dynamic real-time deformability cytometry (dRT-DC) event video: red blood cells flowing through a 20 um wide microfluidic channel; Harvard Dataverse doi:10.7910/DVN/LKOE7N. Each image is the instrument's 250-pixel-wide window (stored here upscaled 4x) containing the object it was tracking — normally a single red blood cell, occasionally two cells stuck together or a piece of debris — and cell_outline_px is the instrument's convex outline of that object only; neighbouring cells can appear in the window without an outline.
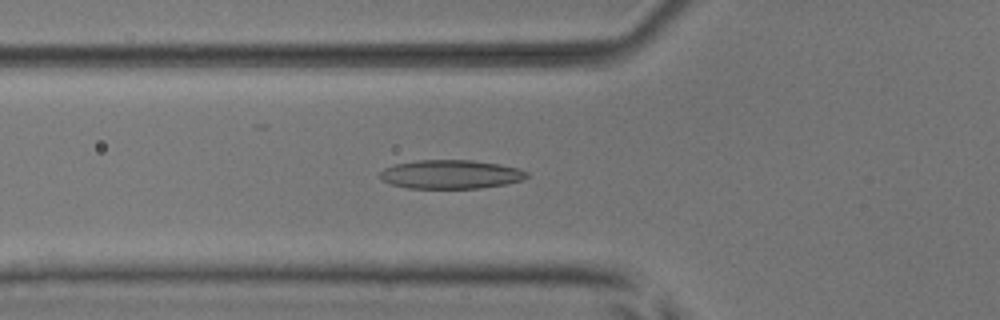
{"species": "common noctule bat (a hibernating species)", "species_latin": "Nyctalus noctula", "temperature_condition": "room temperature", "stored_images_in_passage": 47, "camera_frame_rate_fps": 3000, "um_per_image_px": 0.085, "animal": {"sex": "male", "body_mass_g": 17.9, "forearm_length_mm": 54.2}, "frame": {"image": 1, "passage_image": 18, "time_ms": 5.667, "image_size_px": [1000, 320], "cell_outline_px": [[528, 176], [520, 180], [504, 184], [480, 188], [408, 188], [392, 184], [384, 180], [380, 176], [380, 172], [384, 168], [396, 164], [416, 160], [472, 160], [500, 164], [520, 168], [528, 172]], "centroid_in_image_um": [38.33, 14.81], "position_along_channel_um": 87.5, "area_um2": 24.51}}
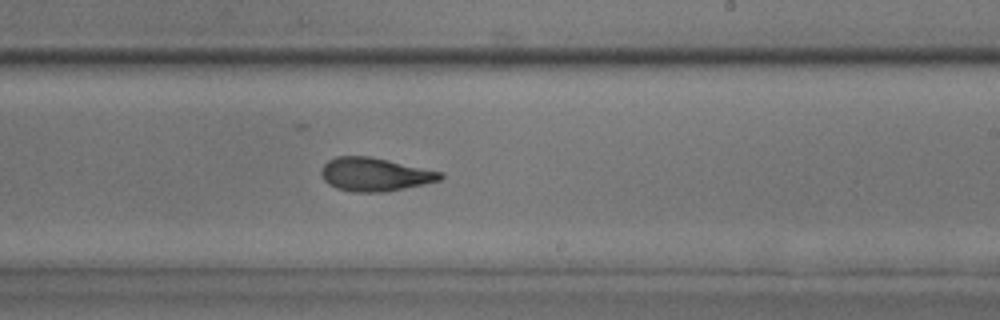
{"frame": {"image": 2, "passage_image": 31, "time_ms": 10.0, "image_size_px": [1000, 320], "cell_outline_px": [[444, 176], [440, 180], [424, 184], [384, 192], [352, 192], [336, 188], [328, 184], [324, 180], [320, 172], [320, 168], [328, 160], [336, 156], [372, 156], [444, 172]], "centroid_in_image_um": [31.85, 14.81], "position_along_channel_um": 257.1, "area_um2": 23.47}}
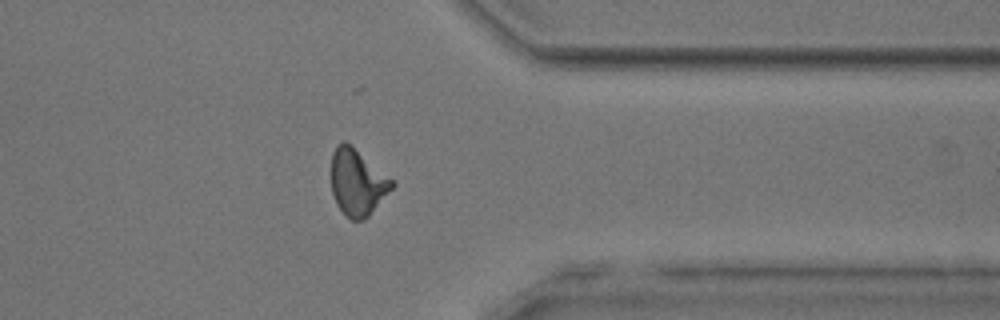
{"frame": {"image": 3, "passage_image": 41, "time_ms": 13.333, "image_size_px": [1000, 320], "cell_outline_px": [[396, 184], [368, 216], [364, 220], [352, 220], [336, 204], [332, 192], [332, 152], [336, 144], [344, 140], [352, 144], [392, 180]], "centroid_in_image_um": [30.36, 15.46], "position_along_channel_um": 381.0, "area_um2": 23.29}}